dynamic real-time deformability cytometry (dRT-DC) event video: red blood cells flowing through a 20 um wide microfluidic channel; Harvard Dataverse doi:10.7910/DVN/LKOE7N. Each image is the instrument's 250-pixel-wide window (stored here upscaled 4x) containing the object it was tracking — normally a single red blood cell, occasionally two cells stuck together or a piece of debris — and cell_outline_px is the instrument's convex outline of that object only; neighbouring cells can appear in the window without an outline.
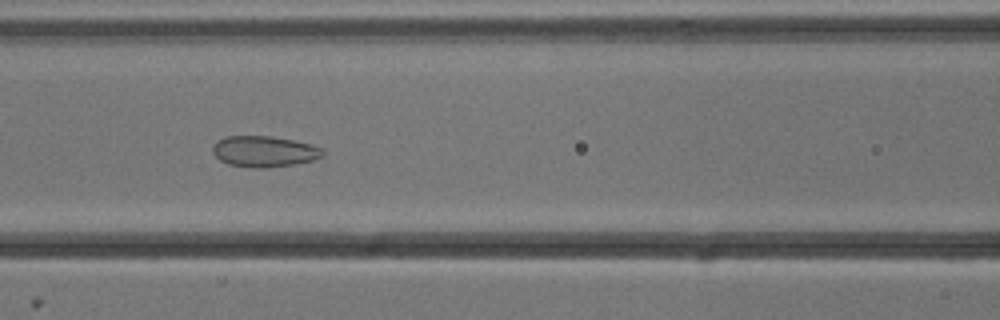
{"species": "common noctule bat (a hibernating species)", "species_latin": "Nyctalus noctula", "temperature_condition": "cold", "stored_images_in_passage": 55, "segment_of_instrument_passage": [1, 2], "camera_frame_rate_fps": 3000, "um_per_image_px": 0.085, "animal": {"sex": "male", "body_mass_g": 13.3}, "frame": {"image": 1, "passage_image": 23, "time_ms": 7.333, "image_size_px": [1000, 320], "cell_outline_px": [[324, 156], [312, 160], [296, 164], [268, 168], [252, 168], [228, 164], [220, 160], [212, 152], [212, 148], [216, 140], [224, 136], [272, 136], [312, 144], [324, 148]], "centroid_in_image_um": [22.46, 12.87], "position_along_channel_um": 144.1, "area_um2": 20.17}}
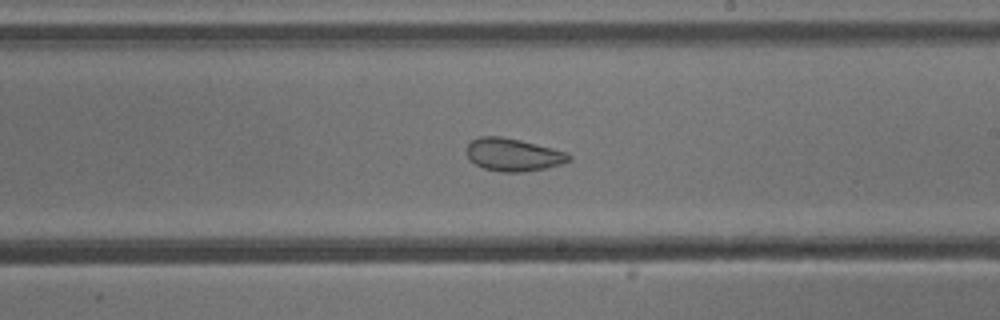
{"frame": {"image": 2, "passage_image": 31, "time_ms": 10.0, "image_size_px": [1000, 320], "cell_outline_px": [[572, 160], [560, 164], [544, 168], [524, 172], [504, 172], [484, 168], [468, 160], [468, 144], [472, 140], [480, 136], [500, 136], [520, 140], [568, 152], [572, 156]], "centroid_in_image_um": [43.64, 13.15], "position_along_channel_um": 245.4, "area_um2": 19.42}}
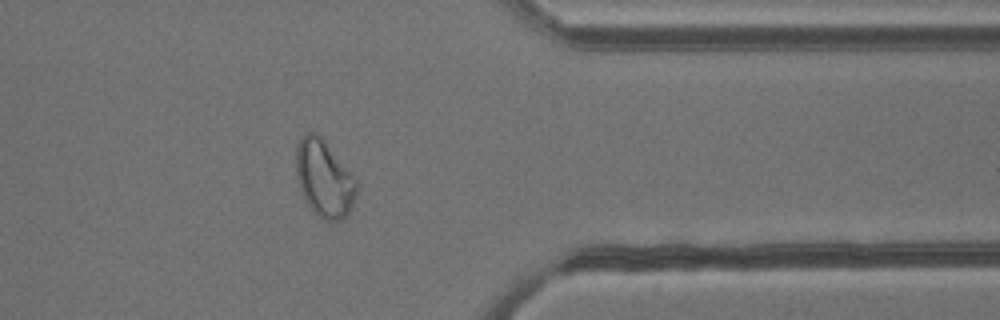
{"frame": {"image": 3, "passage_image": 43, "time_ms": 14.0, "image_size_px": [1000, 320], "cell_outline_px": [[356, 192], [352, 204], [348, 212], [340, 220], [324, 220], [316, 216], [308, 204], [300, 188], [296, 172], [296, 148], [300, 136], [304, 132], [316, 132], [324, 140], [356, 180]], "centroid_in_image_um": [27.51, 15.15], "position_along_channel_um": 383.9, "area_um2": 26.65}}